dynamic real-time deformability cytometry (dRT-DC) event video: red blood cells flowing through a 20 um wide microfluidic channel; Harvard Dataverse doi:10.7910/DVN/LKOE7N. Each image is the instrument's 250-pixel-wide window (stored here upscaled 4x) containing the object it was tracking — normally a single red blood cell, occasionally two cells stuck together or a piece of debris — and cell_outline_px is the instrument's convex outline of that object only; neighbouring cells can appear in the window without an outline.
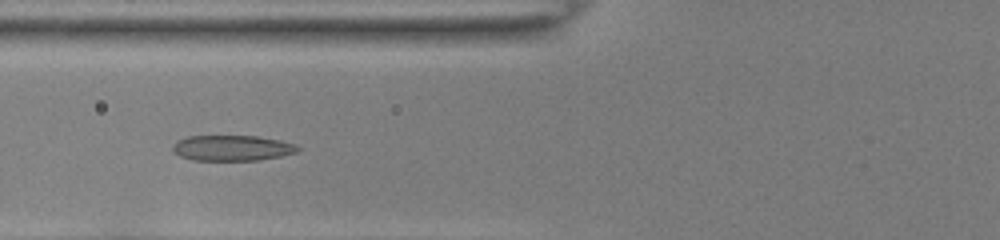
{"species": "common noctule bat (a hibernating species)", "species_latin": "Nyctalus noctula", "temperature_condition": "room temperature", "stored_images_in_passage": 46, "camera_frame_rate_fps": 3000, "um_per_image_px": 0.085, "animal": {"sex": "female", "body_mass_g": 22.0, "forearm_length_mm": 56.7}, "frame": {"image": 1, "passage_image": 15, "time_ms": 4.667, "image_size_px": [1000, 240], "cell_outline_px": [[300, 148], [296, 152], [280, 156], [260, 160], [192, 160], [180, 156], [172, 148], [172, 144], [176, 140], [188, 136], [256, 136], [280, 140], [296, 144]], "centroid_in_image_um": [19.72, 12.57], "position_along_channel_um": 106.1, "area_um2": 18.61}}
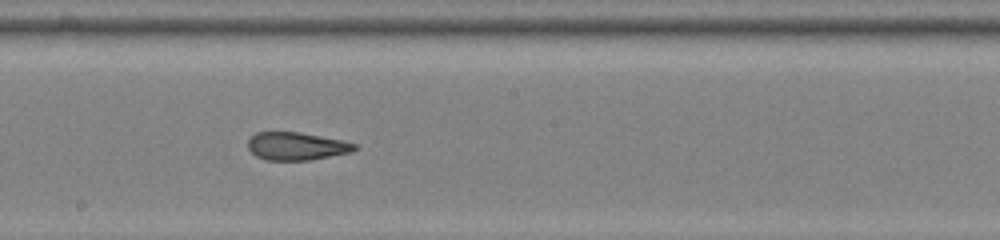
{"frame": {"image": 2, "passage_image": 24, "time_ms": 7.667, "image_size_px": [1000, 240], "cell_outline_px": [[360, 148], [352, 152], [308, 160], [264, 160], [256, 156], [248, 148], [248, 140], [256, 132], [300, 132], [344, 140], [360, 144]], "centroid_in_image_um": [25.26, 12.42], "position_along_channel_um": 222.9, "area_um2": 17.57}}
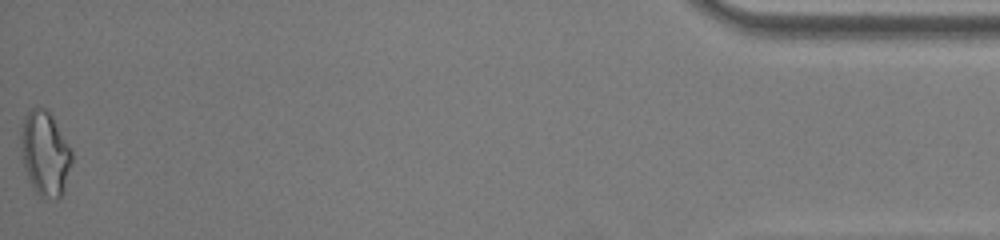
{"frame": {"image": 3, "passage_image": 46, "time_ms": 15.0, "image_size_px": [1000, 240], "cell_outline_px": [[72, 160], [64, 192], [56, 200], [40, 196], [32, 188], [24, 168], [20, 156], [20, 132], [24, 116], [36, 104], [44, 108], [52, 116], [72, 152]], "centroid_in_image_um": [3.79, 13.05], "position_along_channel_um": 431.4, "area_um2": 25.37}, "authors_computed_cell_mechanics": {"area_um2": 19.1607, "velocity_mm_per_s": 3.901, "shape_relaxation_time_tau1_ms": 6.6672, "shape_relaxation_time_tau2_ms": 1.2318, "deformation_change_tau1": 0.2008, "deformation_change_tau2": 0.0904}}